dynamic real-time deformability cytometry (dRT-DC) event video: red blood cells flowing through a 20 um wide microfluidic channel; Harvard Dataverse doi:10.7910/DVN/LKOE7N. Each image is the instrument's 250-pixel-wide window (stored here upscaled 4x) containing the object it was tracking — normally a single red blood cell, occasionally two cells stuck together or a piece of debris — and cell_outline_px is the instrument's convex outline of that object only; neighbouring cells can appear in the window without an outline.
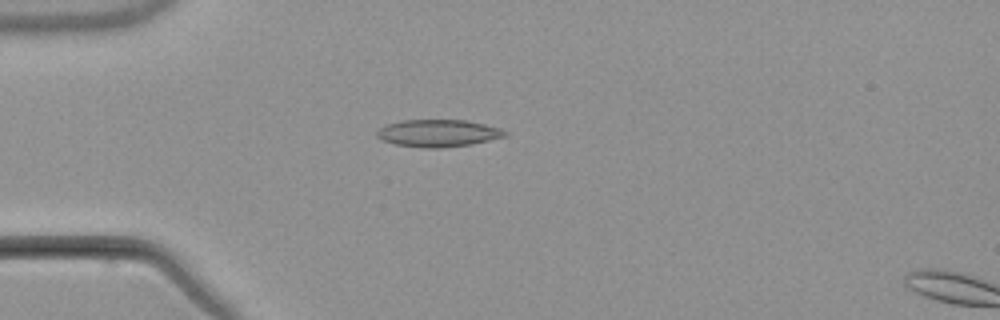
{"species": "common noctule bat (a hibernating species)", "species_latin": "Nyctalus noctula", "temperature_condition": "warm", "stored_images_in_passage": 3, "camera_frame_rate_fps": 3000, "um_per_image_px": 0.085, "animal": {"sex": "male", "body_mass_g": 21.5, "forearm_length_mm": 52.0}, "frame": {"image": 1, "passage_image": 2, "time_ms": 2.333, "image_size_px": [1000, 320], "cell_outline_px": [[508, 136], [472, 144], [440, 148], [424, 148], [396, 144], [380, 140], [376, 136], [376, 132], [380, 128], [388, 124], [404, 120], [464, 120], [484, 124], [500, 128], [508, 132]], "centroid_in_image_um": [37.26, 11.32], "position_along_channel_um": 47.7, "area_um2": 20.35}}